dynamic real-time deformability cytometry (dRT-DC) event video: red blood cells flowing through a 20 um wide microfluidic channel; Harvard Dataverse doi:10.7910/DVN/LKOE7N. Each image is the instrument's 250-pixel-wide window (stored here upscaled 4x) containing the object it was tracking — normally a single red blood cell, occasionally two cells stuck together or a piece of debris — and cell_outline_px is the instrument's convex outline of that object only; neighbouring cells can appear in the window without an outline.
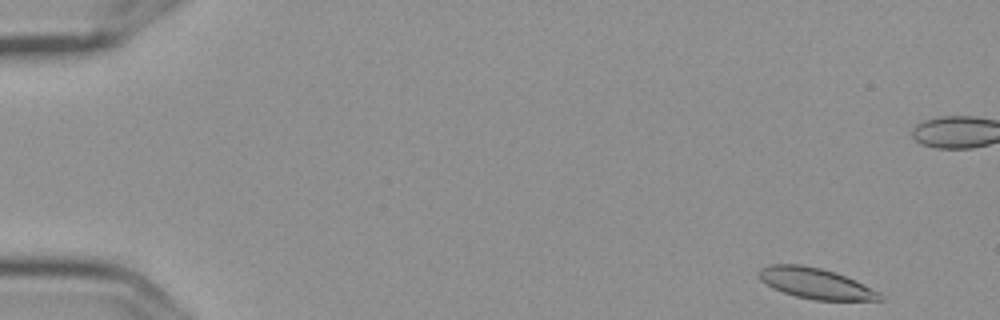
{"species": "Egyptian fruit bat (a non-hibernating species)", "species_latin": "Rousettus aegyptiacus", "temperature_condition": "cold", "stored_images_in_passage": 5, "camera_frame_rate_fps": 3000, "um_per_image_px": 0.085, "frame": {"image": 1, "passage_image": 1, "time_ms": 0.0, "image_size_px": [1000, 320], "cell_outline_px": [[884, 300], [816, 300], [796, 296], [772, 288], [760, 280], [756, 272], [760, 268], [768, 264], [800, 264], [820, 268], [836, 272], [856, 280], [880, 292], [884, 296]], "centroid_in_image_um": [69.32, 24.07], "position_along_channel_um": 15.7, "area_um2": 21.85}}